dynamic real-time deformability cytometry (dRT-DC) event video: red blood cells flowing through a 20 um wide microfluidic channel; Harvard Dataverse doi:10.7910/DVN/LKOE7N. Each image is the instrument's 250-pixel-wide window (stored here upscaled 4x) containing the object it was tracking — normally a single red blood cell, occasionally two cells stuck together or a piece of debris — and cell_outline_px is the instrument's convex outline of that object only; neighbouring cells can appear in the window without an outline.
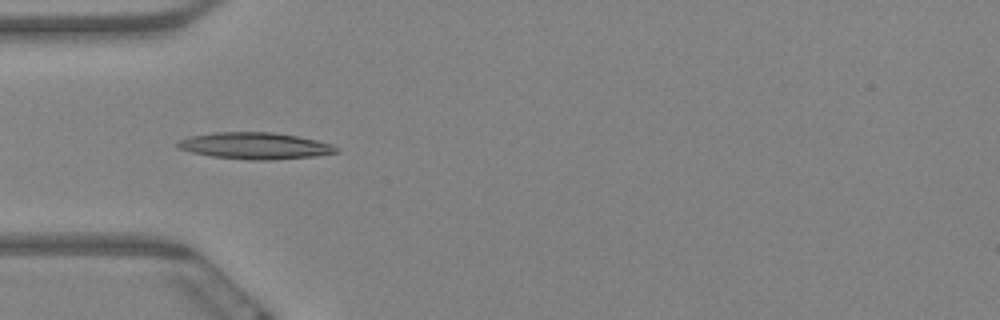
{"species": "Egyptian fruit bat (a non-hibernating species)", "species_latin": "Rousettus aegyptiacus", "temperature_condition": "warm", "stored_images_in_passage": 7, "camera_frame_rate_fps": 3000, "um_per_image_px": 0.085, "animal": {"sex": "female"}, "frame": {"image": 1, "passage_image": 6, "time_ms": 1.667, "image_size_px": [1000, 320], "cell_outline_px": [[340, 152], [316, 156], [272, 160], [252, 160], [212, 156], [192, 152], [176, 148], [176, 144], [180, 140], [192, 136], [212, 132], [272, 132], [296, 136], [316, 140], [332, 144]], "centroid_in_image_um": [21.68, 12.39], "position_along_channel_um": 63.3, "area_um2": 24.51}}
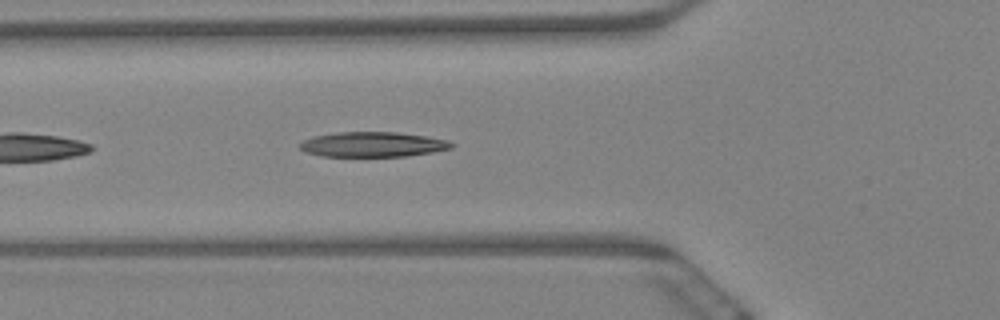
{"frame": {"image": 2, "passage_image": 7, "time_ms": 2.0, "image_size_px": [1000, 320], "cell_outline_px": [[456, 144], [452, 148], [432, 152], [408, 156], [320, 156], [304, 152], [300, 148], [300, 144], [304, 140], [312, 136], [336, 132], [396, 132], [428, 136], [448, 140]], "centroid_in_image_um": [31.7, 12.27], "position_along_channel_um": 94.1, "area_um2": 22.25}}